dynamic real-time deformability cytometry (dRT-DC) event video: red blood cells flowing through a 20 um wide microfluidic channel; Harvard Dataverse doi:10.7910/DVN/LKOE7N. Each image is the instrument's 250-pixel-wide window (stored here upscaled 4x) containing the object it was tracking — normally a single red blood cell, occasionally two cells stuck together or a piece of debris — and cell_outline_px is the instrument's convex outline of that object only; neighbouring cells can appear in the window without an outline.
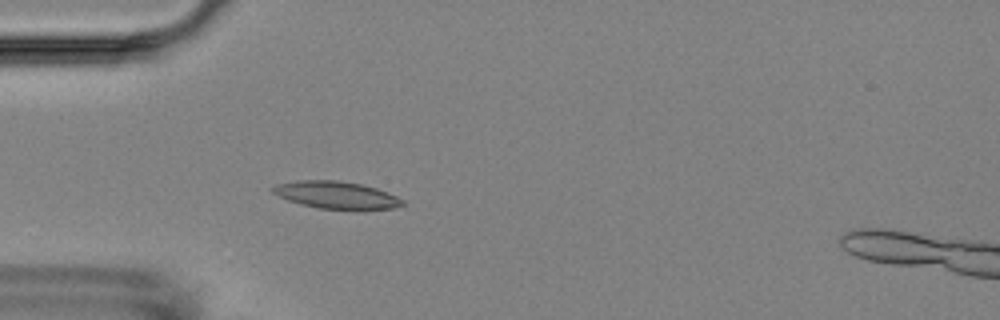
{"species": "Egyptian fruit bat (a non-hibernating species)", "species_latin": "Rousettus aegyptiacus", "temperature_condition": "room temperature", "stored_images_in_passage": 6, "camera_frame_rate_fps": 3000, "um_per_image_px": 0.085, "animal": {"sex": "female"}, "frame": {"image": 1, "passage_image": 5, "time_ms": 4.667, "image_size_px": [1000, 320], "cell_outline_px": [[404, 204], [392, 208], [364, 212], [316, 208], [300, 204], [288, 200], [272, 192], [268, 188], [276, 184], [296, 180], [336, 180], [360, 184], [376, 188], [388, 192], [404, 200]], "centroid_in_image_um": [28.61, 16.61], "position_along_channel_um": 56.4, "area_um2": 21.39}}